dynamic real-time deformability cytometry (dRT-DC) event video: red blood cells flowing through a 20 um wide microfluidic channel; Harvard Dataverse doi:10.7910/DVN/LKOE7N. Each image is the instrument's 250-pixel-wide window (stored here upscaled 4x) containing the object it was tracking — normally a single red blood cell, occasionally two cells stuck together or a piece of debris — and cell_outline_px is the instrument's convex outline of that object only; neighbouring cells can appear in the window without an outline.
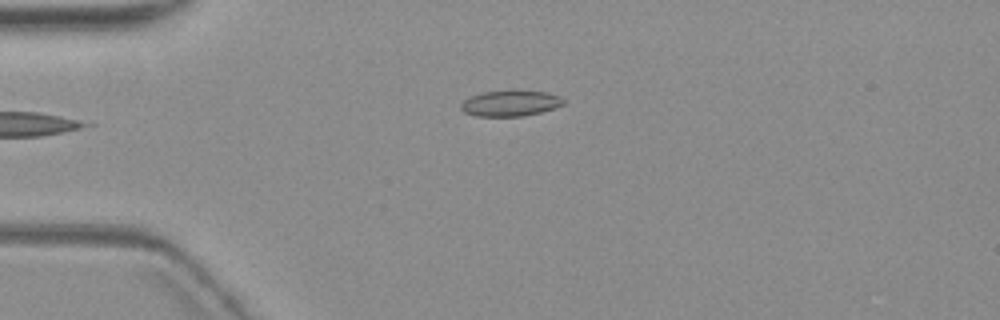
{"species": "common noctule bat (a hibernating species)", "species_latin": "Nyctalus noctula", "temperature_condition": "warm", "stored_images_in_passage": 4, "camera_frame_rate_fps": 3000, "um_per_image_px": 0.085, "animal": {"sex": "female", "body_mass_g": 19.3, "forearm_length_mm": 54.1}, "frame": {"image": 1, "passage_image": 4, "time_ms": 3.667, "image_size_px": [1000, 320], "cell_outline_px": [[564, 104], [540, 112], [524, 116], [476, 116], [464, 112], [460, 108], [460, 104], [464, 100], [472, 96], [484, 92], [544, 92], [560, 96], [564, 100]], "centroid_in_image_um": [43.35, 8.81], "position_along_channel_um": 41.6, "area_um2": 14.85}}